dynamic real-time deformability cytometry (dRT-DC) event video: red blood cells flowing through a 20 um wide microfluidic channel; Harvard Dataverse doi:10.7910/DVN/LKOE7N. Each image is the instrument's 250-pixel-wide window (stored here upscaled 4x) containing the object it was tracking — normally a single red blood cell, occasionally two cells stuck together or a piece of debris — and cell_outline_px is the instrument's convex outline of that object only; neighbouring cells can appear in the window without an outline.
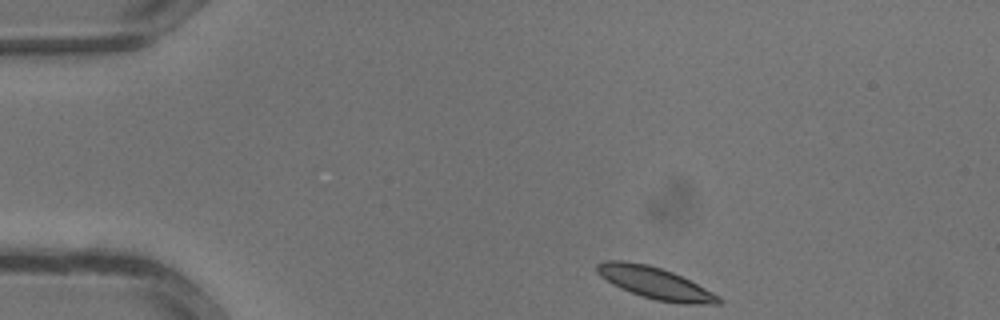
{"species": "common noctule bat (a hibernating species)", "species_latin": "Nyctalus noctula", "temperature_condition": "warm", "stored_images_in_passage": 8, "camera_frame_rate_fps": 3000, "um_per_image_px": 0.085, "animal": {"sex": "male", "body_mass_g": 13.3}, "frame": {"image": 1, "passage_image": 1, "time_ms": 0.0, "image_size_px": [1000, 320], "cell_outline_px": [[724, 300], [720, 304], [684, 304], [656, 300], [620, 288], [612, 284], [600, 276], [596, 272], [596, 264], [604, 260], [624, 260], [648, 264], [672, 272], [720, 296]], "centroid_in_image_um": [55.66, 24.05], "position_along_channel_um": 29.3, "area_um2": 22.37}}
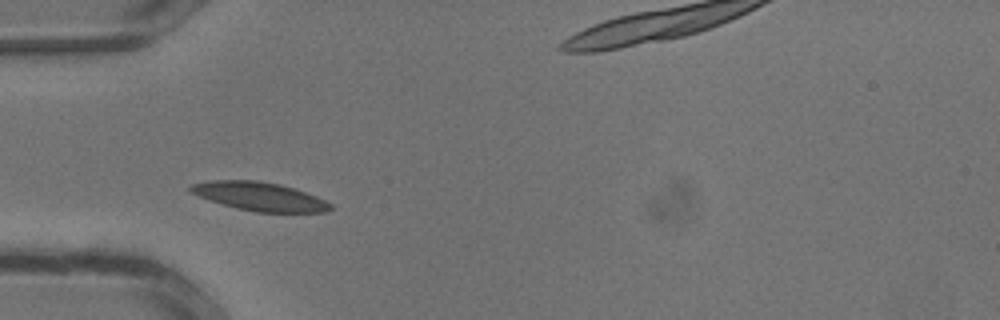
{"frame": {"image": 2, "passage_image": 6, "time_ms": 1.667, "image_size_px": [1000, 320], "cell_outline_px": [[332, 208], [328, 212], [256, 212], [236, 208], [208, 200], [192, 192], [188, 188], [192, 184], [212, 180], [256, 180], [280, 184], [316, 196], [332, 204]], "centroid_in_image_um": [22.07, 16.7], "position_along_channel_um": 62.9, "area_um2": 23.12}}
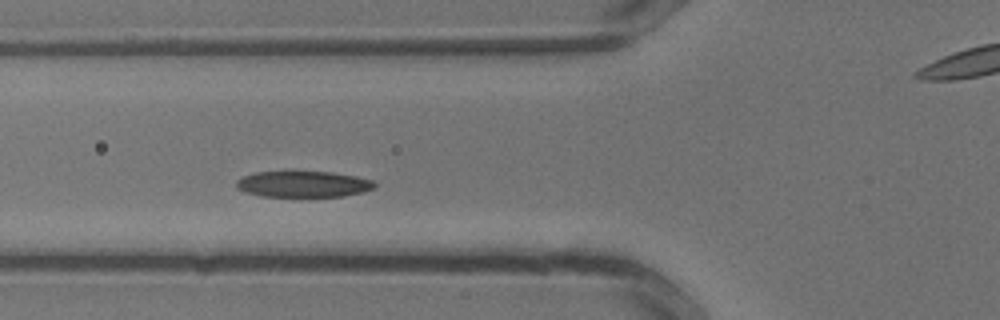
{"frame": {"image": 3, "passage_image": 8, "time_ms": 2.333, "image_size_px": [1000, 320], "cell_outline_px": [[376, 188], [364, 192], [344, 196], [260, 196], [244, 192], [236, 188], [236, 180], [244, 176], [256, 172], [292, 168], [332, 172], [356, 176], [372, 180], [376, 184]], "centroid_in_image_um": [25.75, 15.6], "position_along_channel_um": 100.1, "area_um2": 22.14}}